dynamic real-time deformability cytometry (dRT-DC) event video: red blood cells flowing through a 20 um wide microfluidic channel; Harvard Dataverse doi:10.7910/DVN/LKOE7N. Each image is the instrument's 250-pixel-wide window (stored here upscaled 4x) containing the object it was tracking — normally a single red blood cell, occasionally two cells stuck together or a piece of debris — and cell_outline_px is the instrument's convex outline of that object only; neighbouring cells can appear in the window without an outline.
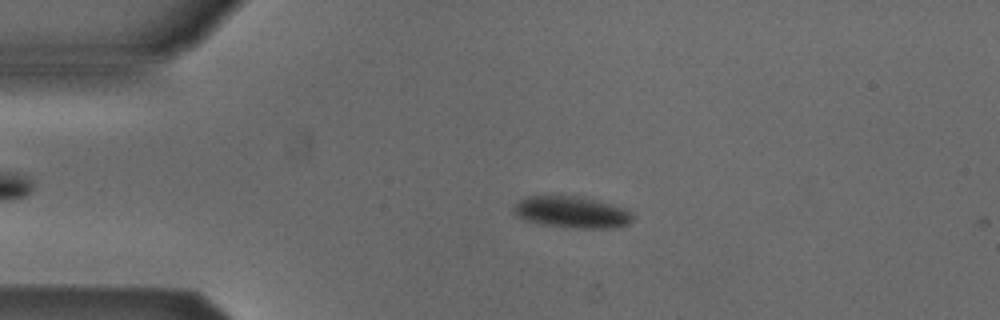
{"species": "Egyptian fruit bat (a non-hibernating species)", "species_latin": "Rousettus aegyptiacus", "temperature_condition": "cold", "stored_images_in_passage": 52, "camera_frame_rate_fps": 3000, "um_per_image_px": 0.085, "animal": {"sex": "male"}, "frame": {"image": 1, "passage_image": 11, "time_ms": 3.333, "image_size_px": [1000, 320], "cell_outline_px": [[632, 220], [628, 224], [616, 228], [564, 228], [540, 224], [524, 220], [516, 216], [512, 212], [512, 204], [528, 196], [572, 196], [592, 200], [628, 208], [632, 212]], "centroid_in_image_um": [48.56, 18.06], "position_along_channel_um": 36.4, "area_um2": 22.14}}
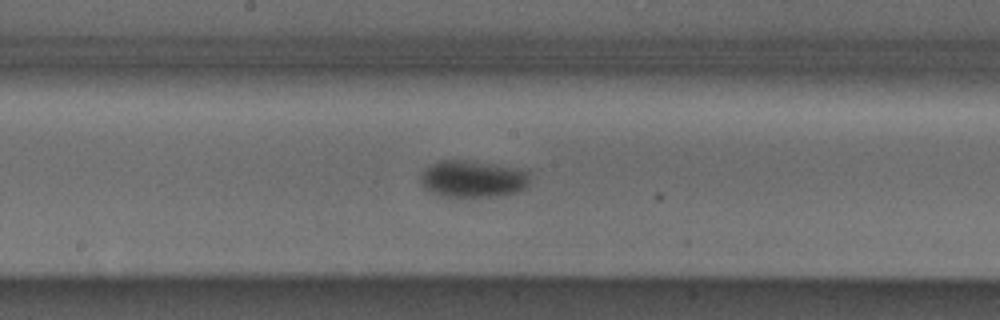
{"frame": {"image": 2, "passage_image": 27, "time_ms": 8.667, "image_size_px": [1000, 320], "cell_outline_px": [[528, 184], [520, 192], [500, 196], [444, 200], [428, 192], [420, 184], [420, 176], [424, 168], [440, 160], [464, 160], [492, 164], [512, 168], [528, 172]], "centroid_in_image_um": [40.07, 15.28], "position_along_channel_um": 208.1, "area_um2": 24.45}}
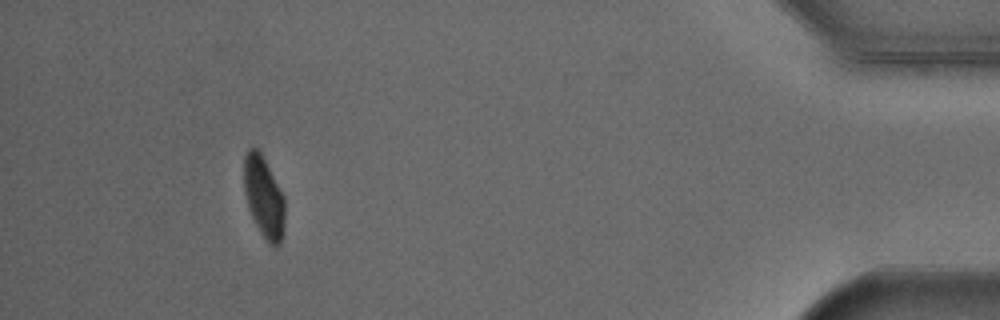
{"frame": {"image": 3, "passage_image": 48, "time_ms": 15.667, "image_size_px": [1000, 320], "cell_outline_px": [[284, 232], [280, 244], [276, 248], [268, 244], [260, 232], [248, 208], [244, 192], [244, 156], [248, 148], [256, 148], [260, 152], [284, 196]], "centroid_in_image_um": [22.42, 16.8], "position_along_channel_um": 412.8, "area_um2": 19.36}, "authors_computed_cell_mechanics": {"area_um2": 21.5594, "velocity_mm_per_s": 3.8703, "shape_relaxation_time_tau1_ms": 2.4877, "shape_relaxation_time_tau2_ms": null, "deformation_change_tau1": 0.0697, "deformation_change_tau2": null}}